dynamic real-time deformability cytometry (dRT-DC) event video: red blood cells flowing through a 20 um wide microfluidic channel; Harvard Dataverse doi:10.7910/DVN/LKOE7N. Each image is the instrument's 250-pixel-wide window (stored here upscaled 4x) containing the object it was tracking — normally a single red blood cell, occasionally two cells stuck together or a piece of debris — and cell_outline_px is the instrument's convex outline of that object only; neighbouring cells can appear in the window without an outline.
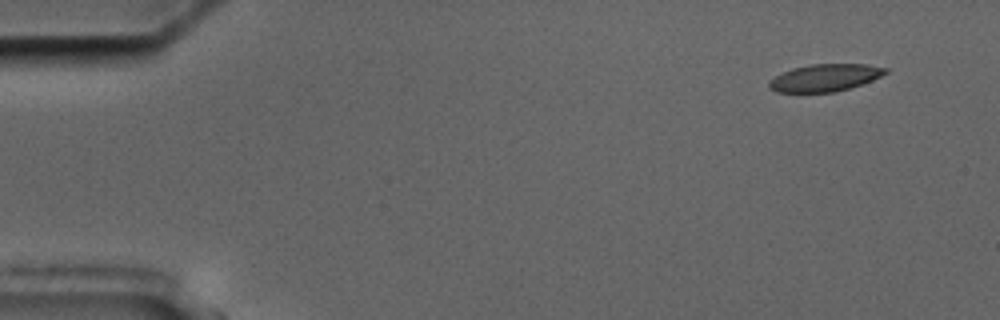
{"species": "common noctule bat (a hibernating species)", "species_latin": "Nyctalus noctula", "temperature_condition": "cold", "stored_images_in_passage": 53, "camera_frame_rate_fps": 3000, "um_per_image_px": 0.085, "animal": {"sex": "male", "body_mass_g": 17.5, "forearm_length_mm": 52.3}, "frame": {"image": 1, "passage_image": 1, "time_ms": 0.0, "image_size_px": [1000, 320], "cell_outline_px": [[888, 72], [872, 80], [848, 88], [832, 92], [776, 92], [768, 88], [768, 80], [792, 68], [808, 64], [868, 64], [888, 68]], "centroid_in_image_um": [70.09, 6.6], "position_along_channel_um": 14.9, "area_um2": 18.44}}
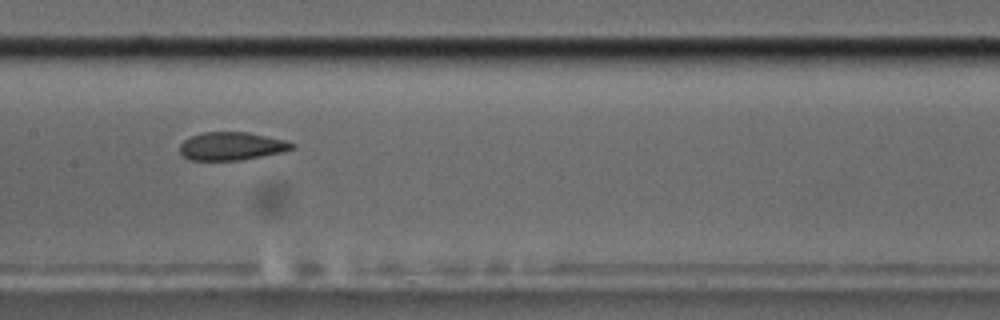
{"frame": {"image": 2, "passage_image": 25, "time_ms": 8.0, "image_size_px": [1000, 320], "cell_outline_px": [[296, 148], [284, 152], [240, 160], [188, 160], [180, 152], [180, 144], [184, 140], [192, 136], [204, 132], [248, 132], [284, 140], [296, 144]], "centroid_in_image_um": [19.71, 12.43], "position_along_channel_um": 187.7, "area_um2": 18.38}}
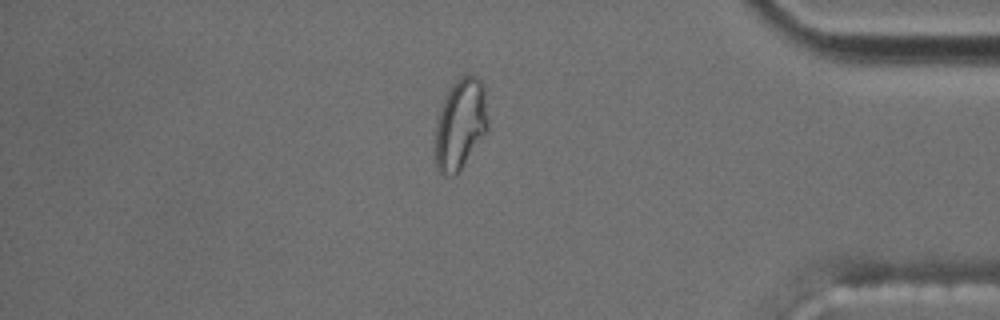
{"frame": {"image": 3, "passage_image": 45, "time_ms": 14.667, "image_size_px": [1000, 320], "cell_outline_px": [[488, 132], [460, 168], [452, 176], [440, 172], [436, 168], [436, 120], [444, 96], [452, 84], [460, 76], [476, 76], [484, 84], [488, 120]], "centroid_in_image_um": [39.15, 10.51], "position_along_channel_um": 396.1, "area_um2": 27.86}, "authors_computed_cell_mechanics": {"area_um2": 19.7098, "velocity_mm_per_s": 3.5539, "shape_relaxation_time_tau1_ms": null, "shape_relaxation_time_tau2_ms": 1.5229, "deformation_change_tau1": null, "deformation_change_tau2": 0.0612}}